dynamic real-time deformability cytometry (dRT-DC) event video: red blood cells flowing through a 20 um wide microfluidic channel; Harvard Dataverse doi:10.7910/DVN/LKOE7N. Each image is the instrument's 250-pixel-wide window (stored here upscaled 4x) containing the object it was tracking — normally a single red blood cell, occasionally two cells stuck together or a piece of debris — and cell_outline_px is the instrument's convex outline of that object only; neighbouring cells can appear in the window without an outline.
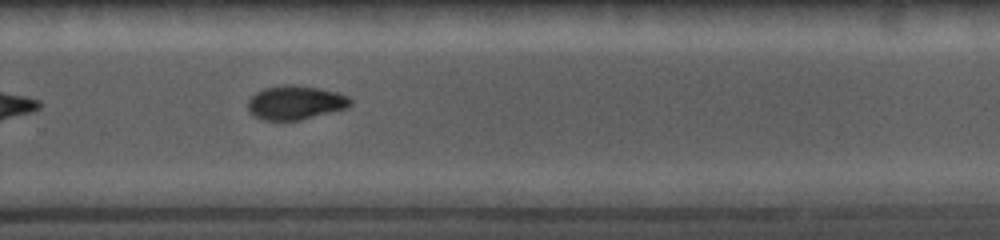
{"species": "common noctule bat (a hibernating species)", "species_latin": "Nyctalus noctula", "temperature_condition": "cold", "stored_images_in_passage": 24, "camera_frame_rate_fps": 5000, "um_per_image_px": 0.085, "animal": {"sex": "female", "body_mass_g": 19.0, "forearm_length_mm": 56.7}, "frame": {"image": 1, "passage_image": 21, "time_ms": 7.2, "image_size_px": [1000, 240], "cell_outline_px": [[352, 104], [348, 108], [300, 120], [264, 120], [252, 116], [248, 108], [248, 100], [256, 92], [264, 88], [316, 88], [336, 92], [348, 96], [352, 100]], "centroid_in_image_um": [25.13, 8.78], "position_along_channel_um": 304.7, "area_um2": 19.48}}